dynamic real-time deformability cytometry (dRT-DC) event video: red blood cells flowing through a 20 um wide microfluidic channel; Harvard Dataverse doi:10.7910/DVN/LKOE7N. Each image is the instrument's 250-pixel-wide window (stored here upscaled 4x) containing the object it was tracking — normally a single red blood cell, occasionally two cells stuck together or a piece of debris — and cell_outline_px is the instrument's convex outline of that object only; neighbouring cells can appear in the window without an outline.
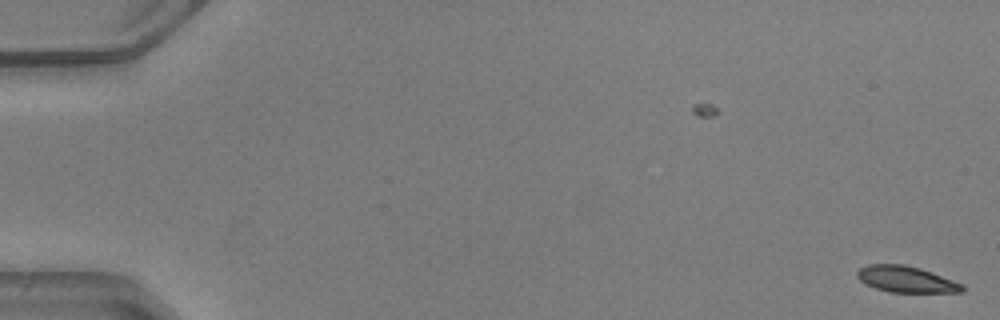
{"species": "common noctule bat (a hibernating species)", "species_latin": "Nyctalus noctula", "temperature_condition": "warm", "stored_images_in_passage": 3, "camera_frame_rate_fps": 3000, "um_per_image_px": 0.085, "animal": {"sex": "male", "body_mass_g": 20.5, "forearm_length_mm": 52.5}, "frame": {"image": 1, "passage_image": 3, "time_ms": 0.667, "image_size_px": [1000, 320], "cell_outline_px": [[964, 292], [888, 292], [864, 284], [856, 276], [856, 272], [860, 268], [868, 264], [904, 264], [920, 268], [932, 272], [964, 284]], "centroid_in_image_um": [77.01, 23.73], "position_along_channel_um": 8.0, "area_um2": 16.18}}